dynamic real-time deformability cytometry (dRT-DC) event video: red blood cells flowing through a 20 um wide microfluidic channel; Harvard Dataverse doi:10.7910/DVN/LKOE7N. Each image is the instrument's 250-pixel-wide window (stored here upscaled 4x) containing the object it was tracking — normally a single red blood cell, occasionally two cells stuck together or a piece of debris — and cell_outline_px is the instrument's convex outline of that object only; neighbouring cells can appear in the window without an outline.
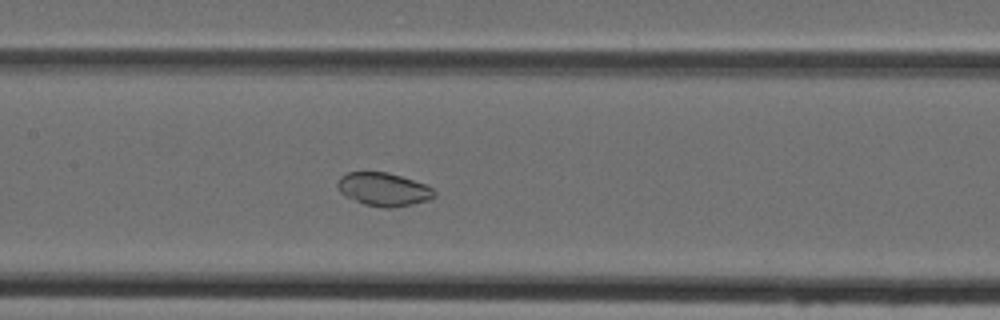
{"species": "Egyptian fruit bat (a non-hibernating species)", "species_latin": "Rousettus aegyptiacus", "temperature_condition": "cold", "stored_images_in_passage": 40, "camera_frame_rate_fps": 3000, "um_per_image_px": 0.085, "animal": {"sex": "female"}, "frame": {"image": 1, "passage_image": 21, "time_ms": 6.667, "image_size_px": [1000, 320], "cell_outline_px": [[436, 196], [428, 200], [412, 204], [392, 208], [384, 208], [364, 204], [344, 196], [340, 192], [336, 184], [340, 176], [348, 172], [388, 172], [424, 184], [432, 188], [436, 192]], "centroid_in_image_um": [32.58, 16.1], "position_along_channel_um": 174.8, "area_um2": 18.79}}
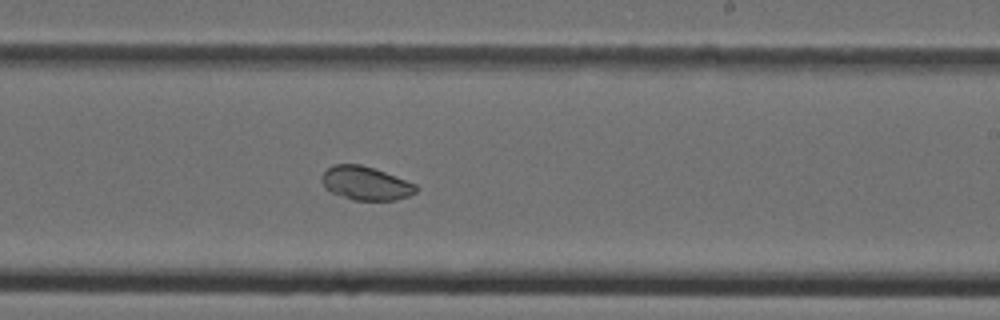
{"frame": {"image": 2, "passage_image": 27, "time_ms": 8.667, "image_size_px": [1000, 320], "cell_outline_px": [[416, 192], [408, 196], [396, 200], [352, 200], [340, 196], [324, 188], [320, 180], [320, 176], [332, 164], [360, 164], [384, 172], [416, 184]], "centroid_in_image_um": [31.03, 15.58], "position_along_channel_um": 258.0, "area_um2": 18.44}}
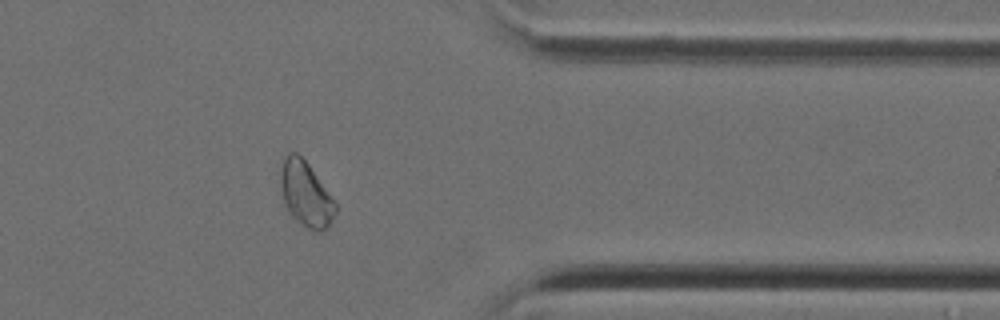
{"frame": {"image": 3, "passage_image": 37, "time_ms": 12.0, "image_size_px": [1000, 320], "cell_outline_px": [[336, 212], [332, 220], [320, 232], [316, 232], [308, 228], [296, 220], [288, 212], [284, 204], [280, 180], [280, 168], [284, 156], [288, 152], [296, 152], [308, 164], [336, 204]], "centroid_in_image_um": [25.95, 16.48], "position_along_channel_um": 385.5, "area_um2": 20.46}}